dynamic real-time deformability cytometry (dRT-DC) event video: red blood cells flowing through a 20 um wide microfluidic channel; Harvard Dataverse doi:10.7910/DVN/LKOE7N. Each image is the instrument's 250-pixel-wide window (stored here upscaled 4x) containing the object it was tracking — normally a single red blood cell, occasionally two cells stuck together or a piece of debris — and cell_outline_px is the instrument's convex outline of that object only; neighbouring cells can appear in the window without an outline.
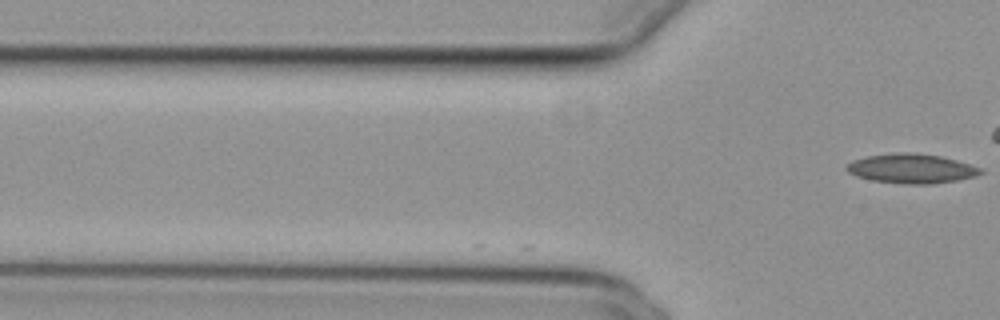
{"species": "common noctule bat (a hibernating species)", "species_latin": "Nyctalus noctula", "temperature_condition": "cold", "stored_images_in_passage": 8, "camera_frame_rate_fps": 3000, "um_per_image_px": 0.085, "animal": {"sex": "female", "body_mass_g": 29.2, "forearm_length_mm": 56.3}, "frame": {"image": 1, "passage_image": 8, "time_ms": 2.333, "image_size_px": [1000, 320], "cell_outline_px": [[984, 172], [976, 176], [956, 180], [932, 184], [904, 184], [872, 180], [856, 176], [848, 172], [844, 168], [852, 160], [868, 156], [896, 152], [916, 152], [940, 156], [956, 160], [980, 168]], "centroid_in_image_um": [77.45, 14.32], "position_along_channel_um": 48.3, "area_um2": 23.0}}